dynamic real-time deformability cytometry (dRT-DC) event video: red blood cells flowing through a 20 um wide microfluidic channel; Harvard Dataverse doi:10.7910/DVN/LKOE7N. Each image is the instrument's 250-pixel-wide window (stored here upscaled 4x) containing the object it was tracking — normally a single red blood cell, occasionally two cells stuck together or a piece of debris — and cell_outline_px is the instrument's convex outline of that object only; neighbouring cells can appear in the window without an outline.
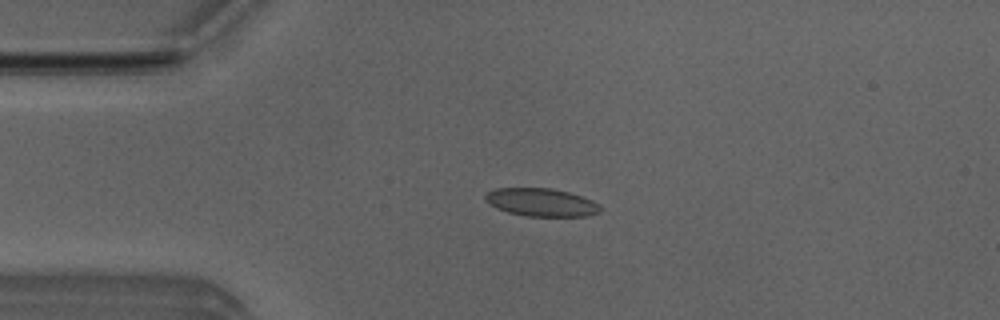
{"species": "Egyptian fruit bat (a non-hibernating species)", "species_latin": "Rousettus aegyptiacus", "temperature_condition": "room temperature", "stored_images_in_passage": 43, "camera_frame_rate_fps": 3000, "um_per_image_px": 0.085, "animal": {"sex": "male"}, "frame": {"image": 1, "passage_image": 11, "time_ms": 3.333, "image_size_px": [1000, 320], "cell_outline_px": [[600, 212], [588, 216], [524, 216], [508, 212], [496, 208], [488, 204], [484, 200], [484, 196], [488, 192], [496, 188], [552, 188], [568, 192], [592, 200], [600, 204]], "centroid_in_image_um": [45.99, 17.2], "position_along_channel_um": 39.0, "area_um2": 18.84}}
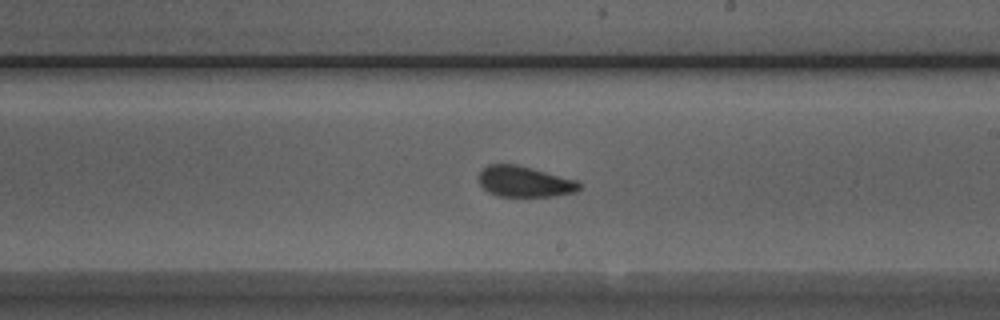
{"frame": {"image": 2, "passage_image": 29, "time_ms": 9.333, "image_size_px": [1000, 320], "cell_outline_px": [[580, 188], [576, 192], [552, 196], [496, 196], [488, 192], [480, 184], [480, 172], [488, 164], [516, 164], [532, 168], [576, 180], [580, 184]], "centroid_in_image_um": [44.58, 15.44], "position_along_channel_um": 244.4, "area_um2": 17.86}}
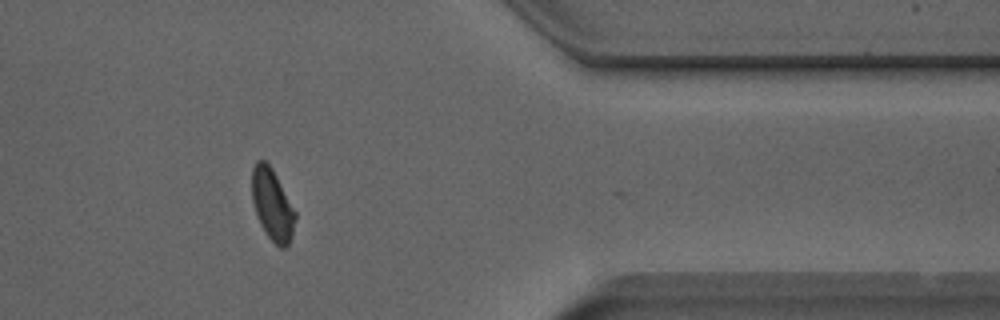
{"frame": {"image": 3, "passage_image": 42, "time_ms": 13.667, "image_size_px": [1000, 320], "cell_outline_px": [[296, 216], [292, 236], [288, 244], [284, 248], [280, 248], [268, 236], [260, 224], [252, 200], [252, 168], [256, 160], [264, 160], [272, 168], [296, 212]], "centroid_in_image_um": [23.14, 17.39], "position_along_channel_um": 388.3, "area_um2": 17.86}, "authors_computed_cell_mechanics": {"area_um2": 18.6116, "velocity_mm_per_s": 3.8506, "shape_relaxation_time_tau1_ms": null, "shape_relaxation_time_tau2_ms": 1.2581, "deformation_change_tau1": null, "deformation_change_tau2": 0.0717}}